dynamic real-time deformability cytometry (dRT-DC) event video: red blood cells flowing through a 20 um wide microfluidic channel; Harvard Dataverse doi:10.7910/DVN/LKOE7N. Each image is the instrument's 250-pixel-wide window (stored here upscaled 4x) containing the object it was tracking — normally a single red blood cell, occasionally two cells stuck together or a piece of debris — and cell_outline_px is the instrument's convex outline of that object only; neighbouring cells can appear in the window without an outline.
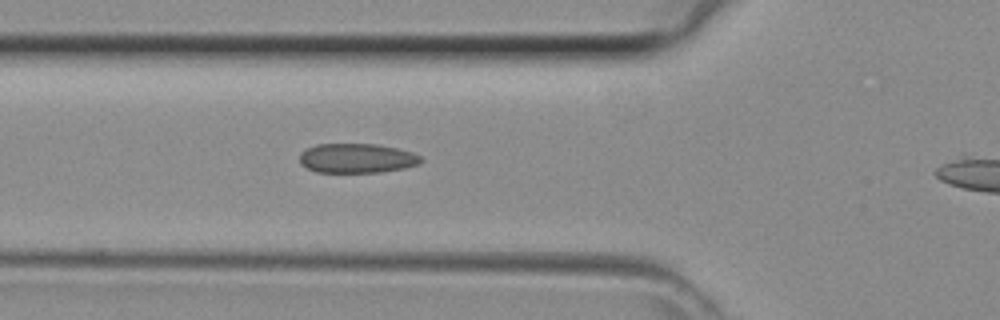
{"species": "common noctule bat (a hibernating species)", "species_latin": "Nyctalus noctula", "temperature_condition": "room temperature", "stored_images_in_passage": 13, "camera_frame_rate_fps": 3000, "um_per_image_px": 0.085, "animal": {"sex": "female", "body_mass_g": 29.2, "forearm_length_mm": 56.3}, "frame": {"image": 1, "passage_image": 3, "time_ms": 0.667, "image_size_px": [1000, 320], "cell_outline_px": [[424, 160], [420, 164], [404, 168], [380, 172], [316, 172], [300, 164], [300, 152], [316, 144], [376, 144], [396, 148], [412, 152], [420, 156]], "centroid_in_image_um": [30.34, 13.45], "position_along_channel_um": 95.5, "area_um2": 20.87}}
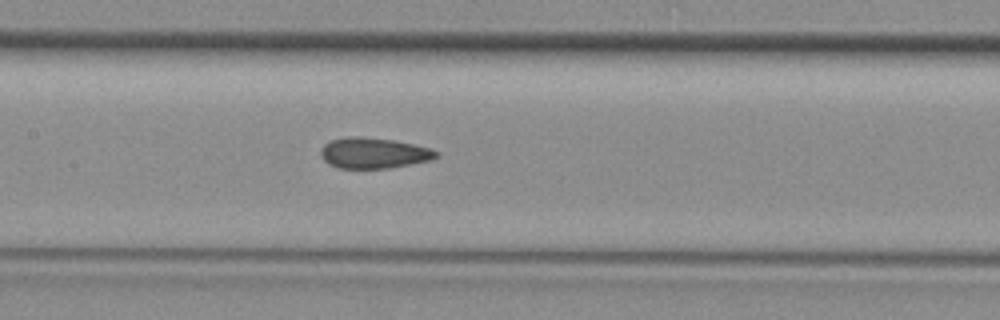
{"frame": {"image": 2, "passage_image": 8, "time_ms": 2.333, "image_size_px": [1000, 320], "cell_outline_px": [[440, 156], [432, 160], [388, 168], [336, 168], [328, 164], [320, 156], [320, 148], [324, 144], [332, 140], [348, 136], [356, 136], [392, 140], [412, 144], [428, 148], [440, 152]], "centroid_in_image_um": [31.74, 13.01], "position_along_channel_um": 175.7, "area_um2": 20.69}}
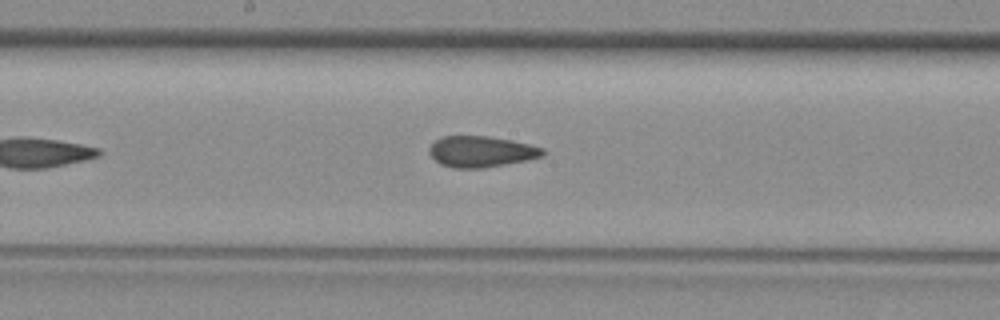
{"frame": {"image": 3, "passage_image": 10, "time_ms": 3.0, "image_size_px": [1000, 320], "cell_outline_px": [[544, 156], [504, 164], [480, 168], [452, 168], [440, 164], [428, 152], [428, 148], [436, 140], [444, 136], [488, 136], [528, 144], [544, 148]], "centroid_in_image_um": [40.86, 12.88], "position_along_channel_um": 207.3, "area_um2": 20.23}}